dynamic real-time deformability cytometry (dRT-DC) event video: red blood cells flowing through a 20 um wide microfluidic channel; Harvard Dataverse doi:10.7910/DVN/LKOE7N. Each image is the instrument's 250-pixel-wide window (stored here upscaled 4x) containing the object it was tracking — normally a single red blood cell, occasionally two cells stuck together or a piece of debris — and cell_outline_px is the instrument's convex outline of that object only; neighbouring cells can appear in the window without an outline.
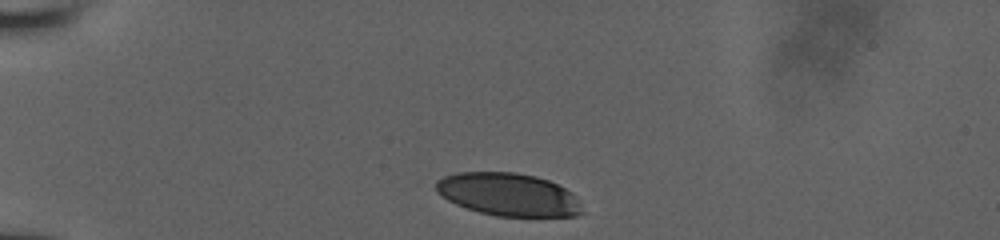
{"species": "human", "species_latin": "Homo sapiens", "temperature_condition": "room temperature", "stored_images_in_passage": 6, "camera_frame_rate_fps": 3000, "um_per_image_px": 0.085, "donor": {"sex": "male"}, "frame": {"image": 1, "passage_image": 1, "time_ms": 0.0, "image_size_px": [1000, 240], "cell_outline_px": [[584, 212], [576, 216], [496, 216], [480, 212], [456, 204], [448, 200], [436, 192], [436, 180], [444, 176], [456, 172], [516, 172], [536, 176], [548, 180], [572, 192]], "centroid_in_image_um": [43.19, 16.52], "position_along_channel_um": 41.8, "area_um2": 36.41}}
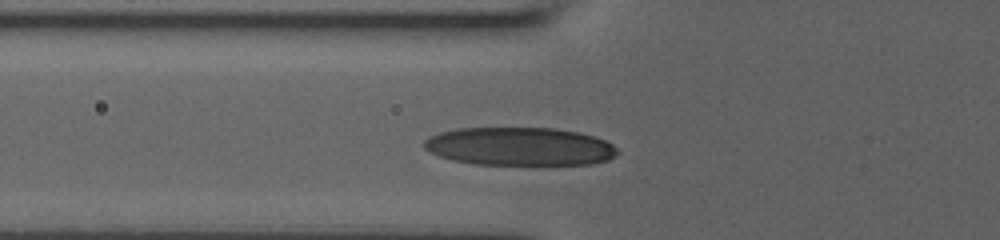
{"frame": {"image": 2, "passage_image": 5, "time_ms": 2.333, "image_size_px": [1000, 240], "cell_outline_px": [[620, 152], [616, 156], [608, 160], [592, 164], [476, 164], [452, 160], [440, 156], [424, 148], [420, 144], [424, 140], [440, 132], [460, 128], [556, 128], [580, 132], [604, 140], [612, 144]], "centroid_in_image_um": [44.19, 12.44], "position_along_channel_um": 81.6, "area_um2": 43.06}}